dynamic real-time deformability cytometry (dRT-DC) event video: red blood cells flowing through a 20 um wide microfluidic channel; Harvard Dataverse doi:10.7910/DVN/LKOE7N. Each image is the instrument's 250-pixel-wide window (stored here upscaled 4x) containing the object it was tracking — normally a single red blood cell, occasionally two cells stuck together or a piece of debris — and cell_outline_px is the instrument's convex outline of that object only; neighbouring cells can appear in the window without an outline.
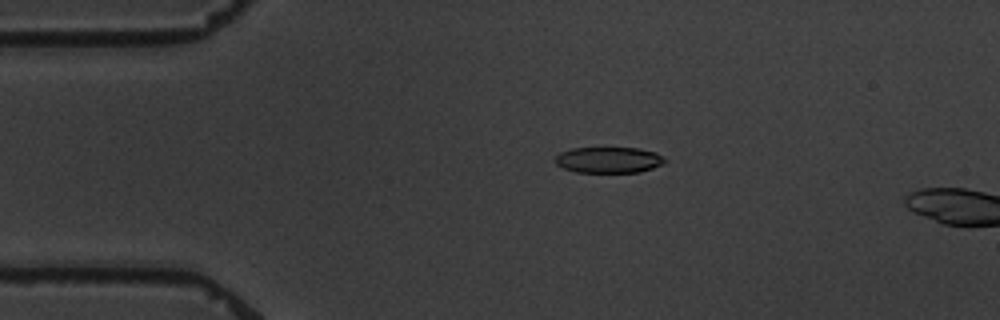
{"species": "common noctule bat (a hibernating species)", "species_latin": "Nyctalus noctula", "temperature_condition": "warm", "stored_images_in_passage": 4, "camera_frame_rate_fps": 3000, "um_per_image_px": 0.085, "animal": {"sex": "male", "body_mass_g": 19.5, "forearm_length_mm": 54.6}, "frame": {"image": 1, "passage_image": 3, "time_ms": 2.333, "image_size_px": [1000, 320], "cell_outline_px": [[668, 160], [664, 164], [640, 172], [576, 172], [564, 168], [556, 164], [556, 156], [560, 152], [572, 148], [640, 148], [656, 152], [664, 156]], "centroid_in_image_um": [51.8, 13.59], "position_along_channel_um": 33.2, "area_um2": 16.7}}